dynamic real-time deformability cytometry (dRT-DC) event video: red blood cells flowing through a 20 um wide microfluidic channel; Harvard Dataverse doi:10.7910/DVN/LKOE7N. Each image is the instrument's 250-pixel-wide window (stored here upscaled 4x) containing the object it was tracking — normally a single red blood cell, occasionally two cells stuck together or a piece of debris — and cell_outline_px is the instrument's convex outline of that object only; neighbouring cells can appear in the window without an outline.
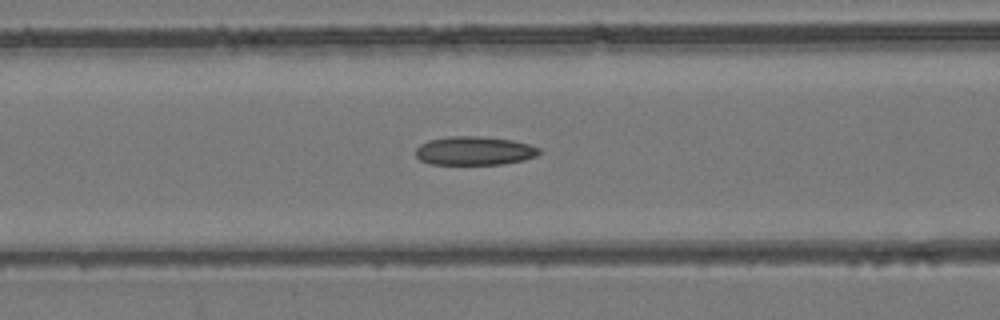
{"species": "common noctule bat (a hibernating species)", "species_latin": "Nyctalus noctula", "temperature_condition": "room temperature", "stored_images_in_passage": 44, "camera_frame_rate_fps": 3000, "um_per_image_px": 0.085, "animal": {"sex": "female", "body_mass_g": 24.6, "forearm_length_mm": 56.2}, "frame": {"image": 1, "passage_image": 13, "time_ms": 4.0, "image_size_px": [1000, 320], "cell_outline_px": [[540, 152], [536, 156], [524, 160], [504, 164], [432, 164], [420, 160], [416, 156], [416, 148], [420, 144], [428, 140], [448, 136], [480, 136], [512, 140], [528, 144], [540, 148]], "centroid_in_image_um": [40.31, 12.81], "position_along_channel_um": 126.3, "area_um2": 20.69}}
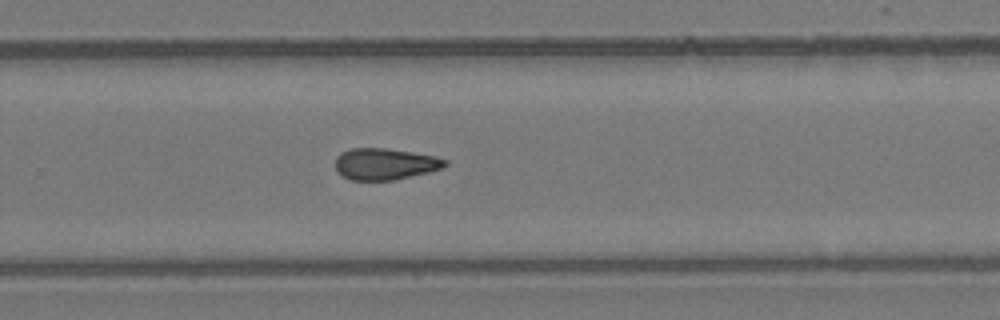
{"frame": {"image": 2, "passage_image": 26, "time_ms": 8.333, "image_size_px": [1000, 320], "cell_outline_px": [[448, 164], [444, 168], [396, 180], [352, 180], [344, 176], [336, 168], [336, 156], [340, 152], [348, 148], [384, 148], [412, 152], [436, 156], [448, 160]], "centroid_in_image_um": [32.75, 13.93], "position_along_channel_um": 297.0, "area_um2": 20.23}}
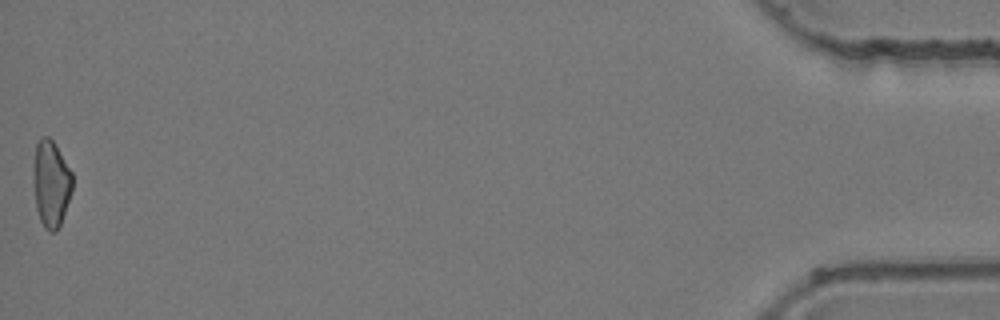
{"frame": {"image": 3, "passage_image": 44, "time_ms": 14.333, "image_size_px": [1000, 320], "cell_outline_px": [[72, 192], [60, 224], [56, 232], [48, 232], [44, 228], [40, 220], [36, 208], [32, 168], [36, 144], [40, 136], [48, 136], [52, 140], [72, 172]], "centroid_in_image_um": [4.32, 15.61], "position_along_channel_um": 430.9, "area_um2": 19.83}, "authors_computed_cell_mechanics": {"area_um2": 20.6057, "velocity_mm_per_s": 3.9527, "shape_relaxation_time_tau1_ms": null, "shape_relaxation_time_tau2_ms": 5.9652, "deformation_change_tau1": null, "deformation_change_tau2": 0.1402}}